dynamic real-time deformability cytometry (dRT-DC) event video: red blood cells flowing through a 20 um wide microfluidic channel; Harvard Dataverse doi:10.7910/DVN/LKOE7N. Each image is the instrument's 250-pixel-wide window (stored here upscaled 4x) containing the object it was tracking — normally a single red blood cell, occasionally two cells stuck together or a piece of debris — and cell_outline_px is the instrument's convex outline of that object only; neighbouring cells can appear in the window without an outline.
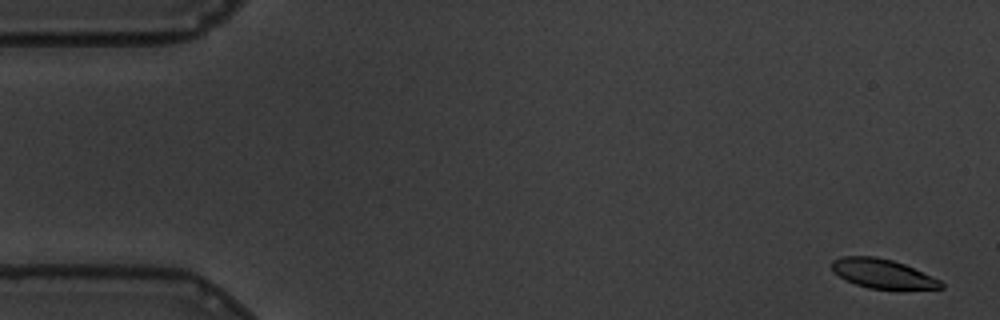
{"species": "common noctule bat (a hibernating species)", "species_latin": "Nyctalus noctula", "temperature_condition": "warm", "stored_images_in_passage": 17, "camera_frame_rate_fps": 3000, "um_per_image_px": 0.085, "animal": {"sex": "male", "body_mass_g": 19.5, "forearm_length_mm": 54.6}, "frame": {"image": 1, "passage_image": 2, "time_ms": 0.333, "image_size_px": [1000, 320], "cell_outline_px": [[944, 288], [868, 288], [844, 280], [832, 268], [832, 260], [844, 256], [876, 256], [892, 260], [904, 264], [940, 280], [944, 284]], "centroid_in_image_um": [74.99, 23.24], "position_along_channel_um": 10.0, "area_um2": 18.15}}